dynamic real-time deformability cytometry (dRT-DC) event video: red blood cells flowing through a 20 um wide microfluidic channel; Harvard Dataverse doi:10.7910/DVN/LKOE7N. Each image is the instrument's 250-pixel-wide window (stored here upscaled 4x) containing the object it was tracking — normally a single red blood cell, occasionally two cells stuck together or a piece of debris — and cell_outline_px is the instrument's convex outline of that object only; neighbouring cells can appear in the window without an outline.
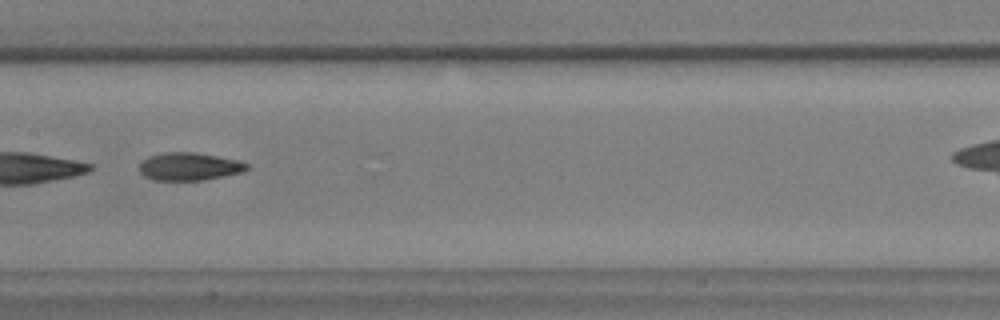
{"species": "common noctule bat (a hibernating species)", "species_latin": "Nyctalus noctula", "temperature_condition": "warm", "stored_images_in_passage": 51, "segment_of_instrument_passage": [2, 2], "camera_frame_rate_fps": 3000, "um_per_image_px": 0.085, "animal": {"sex": "male", "body_mass_g": 17.9, "forearm_length_mm": 54.2}, "frame": {"image": 1, "passage_image": 30, "time_ms": 9.667, "image_size_px": [1000, 320], "cell_outline_px": [[248, 168], [244, 172], [204, 180], [152, 180], [144, 176], [140, 172], [140, 164], [148, 156], [164, 152], [196, 152], [236, 160], [248, 164]], "centroid_in_image_um": [16.07, 14.15], "position_along_channel_um": 191.3, "area_um2": 17.4}}